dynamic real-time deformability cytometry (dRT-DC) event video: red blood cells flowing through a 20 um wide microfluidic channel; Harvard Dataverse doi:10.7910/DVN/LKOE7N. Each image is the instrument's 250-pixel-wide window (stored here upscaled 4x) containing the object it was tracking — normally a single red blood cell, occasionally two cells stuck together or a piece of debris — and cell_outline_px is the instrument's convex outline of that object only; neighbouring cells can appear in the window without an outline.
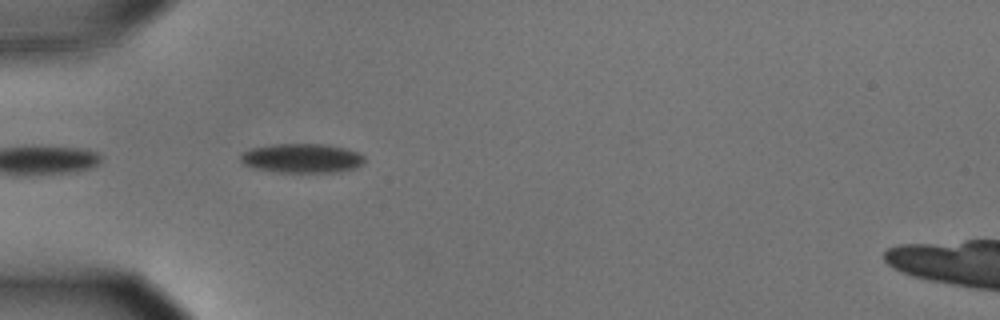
{"species": "common noctule bat (a hibernating species)", "species_latin": "Nyctalus noctula", "temperature_condition": "cold", "stored_images_in_passage": 11, "camera_frame_rate_fps": 3000, "um_per_image_px": 0.085, "animal": {"sex": "male", "body_mass_g": 15.6}, "frame": {"image": 1, "passage_image": 1, "time_ms": 0.0, "image_size_px": [1000, 320], "cell_outline_px": [[364, 160], [360, 164], [352, 168], [340, 172], [280, 172], [252, 168], [244, 164], [240, 160], [240, 156], [244, 152], [252, 148], [272, 144], [324, 144], [344, 148], [356, 152], [364, 156]], "centroid_in_image_um": [25.62, 13.45], "position_along_channel_um": 59.4, "area_um2": 20.92}}
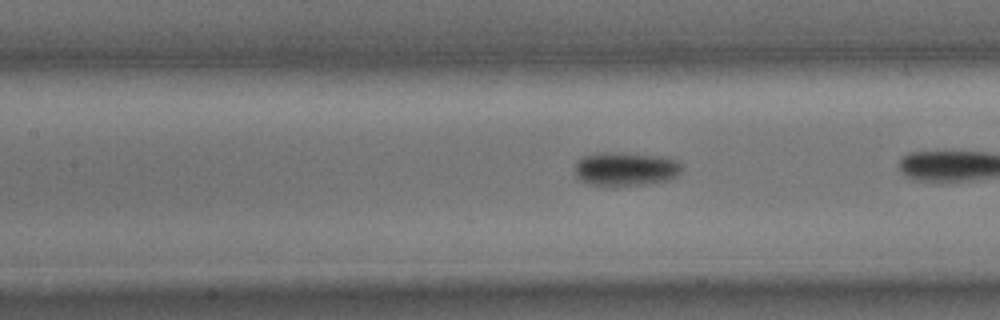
{"frame": {"image": 2, "passage_image": 7, "time_ms": 2.0, "image_size_px": [1000, 320], "cell_outline_px": [[684, 164], [680, 172], [676, 176], [668, 180], [648, 184], [608, 188], [592, 184], [580, 180], [576, 176], [576, 160], [584, 156], [596, 152], [620, 152], [660, 156], [676, 160]], "centroid_in_image_um": [53.17, 14.38], "position_along_channel_um": 154.2, "area_um2": 21.68}}